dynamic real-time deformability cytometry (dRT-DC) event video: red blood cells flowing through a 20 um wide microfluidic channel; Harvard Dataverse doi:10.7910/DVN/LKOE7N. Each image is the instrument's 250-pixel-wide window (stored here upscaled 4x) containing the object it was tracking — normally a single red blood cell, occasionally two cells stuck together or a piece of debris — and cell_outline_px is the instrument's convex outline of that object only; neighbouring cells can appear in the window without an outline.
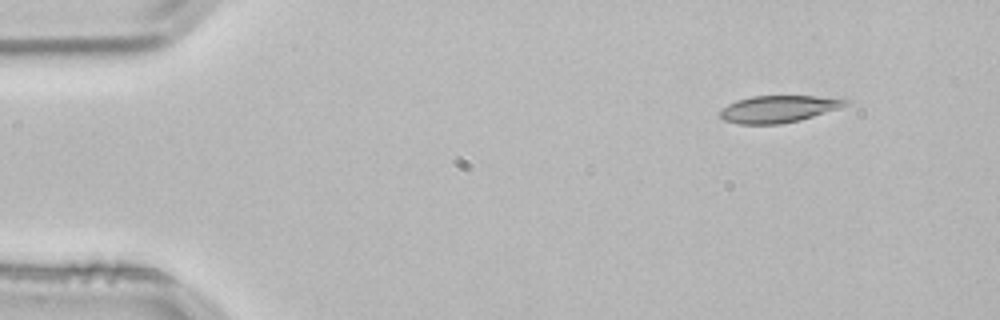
{"species": "common noctule bat (a hibernating species)", "species_latin": "Nyctalus noctula", "temperature_condition": "room temperature", "stored_images_in_passage": 4, "camera_frame_rate_fps": 3000, "um_per_image_px": 0.085, "animal": {"sex": "male", "body_mass_g": 21.5, "forearm_length_mm": 52.0}, "frame": {"image": 1, "passage_image": 1, "time_ms": 0.0, "image_size_px": [1000, 320], "cell_outline_px": [[848, 104], [840, 108], [800, 120], [780, 124], [740, 124], [724, 120], [720, 116], [720, 112], [728, 104], [736, 100], [752, 96], [816, 96], [844, 100]], "centroid_in_image_um": [66.12, 9.27], "position_along_channel_um": 18.9, "area_um2": 19.42}}